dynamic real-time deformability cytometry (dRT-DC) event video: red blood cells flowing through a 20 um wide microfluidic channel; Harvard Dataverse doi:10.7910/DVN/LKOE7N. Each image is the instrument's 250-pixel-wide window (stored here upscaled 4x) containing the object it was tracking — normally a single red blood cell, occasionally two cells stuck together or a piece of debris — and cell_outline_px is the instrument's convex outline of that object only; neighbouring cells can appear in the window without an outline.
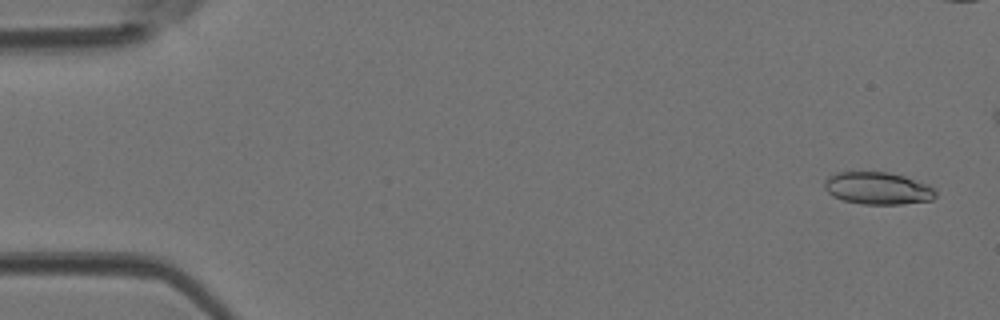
{"species": "Egyptian fruit bat (a non-hibernating species)", "species_latin": "Rousettus aegyptiacus", "temperature_condition": "room temperature", "stored_images_in_passage": 41, "camera_frame_rate_fps": 3000, "um_per_image_px": 0.085, "animal": {"sex": "female"}, "frame": {"image": 1, "passage_image": 2, "time_ms": 0.333, "image_size_px": [1000, 320], "cell_outline_px": [[936, 196], [932, 200], [900, 204], [864, 204], [844, 200], [832, 196], [824, 188], [824, 180], [828, 176], [836, 172], [888, 172], [904, 176], [928, 184], [936, 188]], "centroid_in_image_um": [74.62, 16.0], "position_along_channel_um": 10.4, "area_um2": 21.04}}
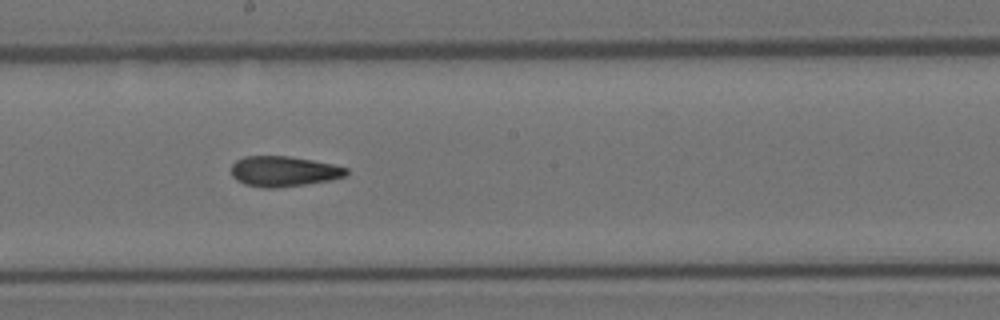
{"frame": {"image": 2, "passage_image": 25, "time_ms": 8.0, "image_size_px": [1000, 320], "cell_outline_px": [[348, 172], [344, 176], [332, 180], [308, 184], [276, 188], [264, 188], [244, 184], [236, 180], [232, 176], [232, 164], [236, 160], [244, 156], [288, 156], [312, 160], [332, 164], [348, 168]], "centroid_in_image_um": [24.1, 14.57], "position_along_channel_um": 224.1, "area_um2": 20.46}}
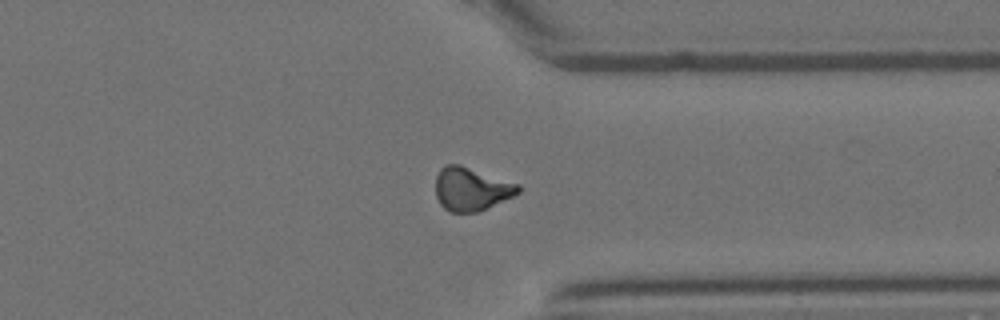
{"frame": {"image": 3, "passage_image": 35, "time_ms": 11.333, "image_size_px": [1000, 320], "cell_outline_px": [[520, 192], [512, 196], [476, 212], [452, 212], [444, 208], [440, 204], [436, 196], [436, 176], [440, 168], [444, 164], [460, 164], [520, 184]], "centroid_in_image_um": [40.03, 16.04], "position_along_channel_um": 371.4, "area_um2": 20.75}}